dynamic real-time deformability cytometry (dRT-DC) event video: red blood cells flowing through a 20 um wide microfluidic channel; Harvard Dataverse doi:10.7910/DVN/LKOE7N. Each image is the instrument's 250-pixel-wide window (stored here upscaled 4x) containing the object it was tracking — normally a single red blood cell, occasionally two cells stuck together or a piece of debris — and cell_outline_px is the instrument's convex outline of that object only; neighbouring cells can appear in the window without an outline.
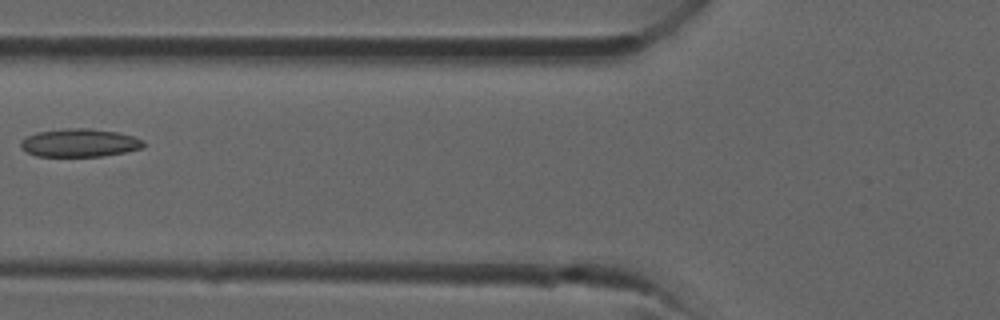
{"species": "common noctule bat (a hibernating species)", "species_latin": "Nyctalus noctula", "temperature_condition": "room temperature", "stored_images_in_passage": 25, "camera_frame_rate_fps": 3000, "um_per_image_px": 0.085, "animal": {"sex": "male", "forearm_length_mm": 52.5}, "frame": {"image": 1, "passage_image": 4, "time_ms": 1.0, "image_size_px": [1000, 320], "cell_outline_px": [[144, 148], [104, 156], [36, 156], [20, 148], [20, 140], [36, 132], [64, 128], [88, 128], [116, 132], [132, 136], [144, 140]], "centroid_in_image_um": [6.75, 12.14], "position_along_channel_um": 119.1, "area_um2": 20.17}}
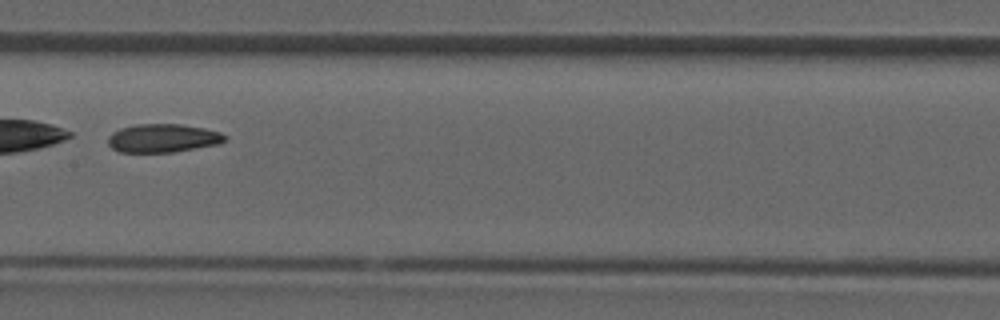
{"frame": {"image": 2, "passage_image": 8, "time_ms": 2.333, "image_size_px": [1000, 320], "cell_outline_px": [[228, 140], [220, 144], [172, 152], [120, 152], [112, 148], [108, 144], [108, 136], [112, 132], [120, 128], [136, 124], [180, 124], [204, 128], [220, 132], [228, 136]], "centroid_in_image_um": [13.87, 11.74], "position_along_channel_um": 193.5, "area_um2": 19.54}}